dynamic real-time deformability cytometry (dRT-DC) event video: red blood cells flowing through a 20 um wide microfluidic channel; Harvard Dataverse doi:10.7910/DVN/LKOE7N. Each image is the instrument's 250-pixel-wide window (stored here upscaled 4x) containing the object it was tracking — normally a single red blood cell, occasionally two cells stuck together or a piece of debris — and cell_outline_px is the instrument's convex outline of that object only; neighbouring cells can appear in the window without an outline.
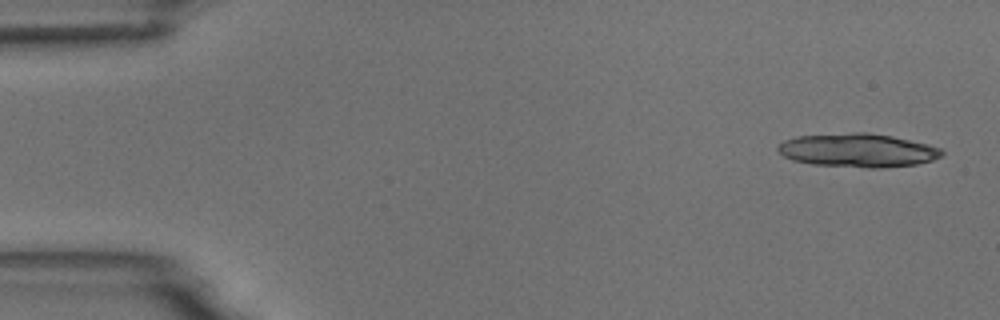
{"species": "common noctule bat (a hibernating species)", "species_latin": "Nyctalus noctula", "temperature_condition": "room temperature", "stored_images_in_passage": 3, "camera_frame_rate_fps": 3000, "um_per_image_px": 0.085, "animal": {"sex": "male", "body_mass_g": 18.8}, "frame": {"image": 1, "passage_image": 1, "time_ms": 0.0, "image_size_px": [1000, 320], "cell_outline_px": [[944, 156], [932, 160], [916, 164], [880, 168], [868, 168], [812, 164], [792, 160], [784, 156], [776, 148], [784, 140], [796, 136], [852, 132], [868, 132], [892, 136], [928, 144], [940, 148], [944, 152]], "centroid_in_image_um": [72.92, 12.77], "position_along_channel_um": 12.1, "area_um2": 32.25}}